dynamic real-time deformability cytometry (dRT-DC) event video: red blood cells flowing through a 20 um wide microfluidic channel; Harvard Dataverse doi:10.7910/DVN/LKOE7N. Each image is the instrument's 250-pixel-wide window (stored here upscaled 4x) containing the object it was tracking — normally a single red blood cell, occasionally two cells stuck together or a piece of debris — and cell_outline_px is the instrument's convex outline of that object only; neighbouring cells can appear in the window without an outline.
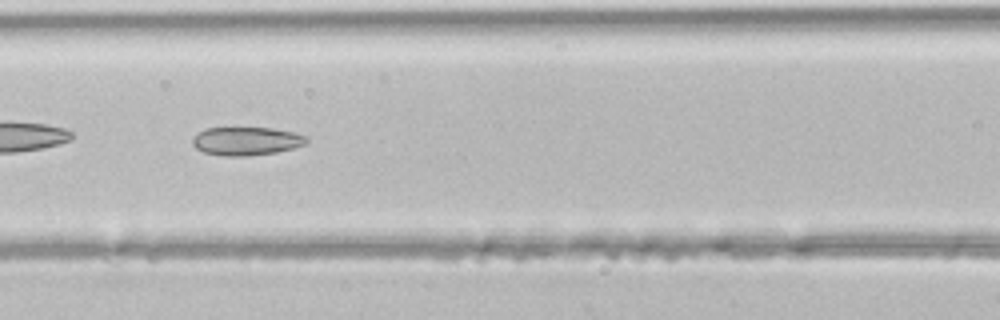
{"species": "common noctule bat (a hibernating species)", "species_latin": "Nyctalus noctula", "temperature_condition": "room temperature", "stored_images_in_passage": 45, "camera_frame_rate_fps": 3000, "um_per_image_px": 0.085, "animal": {"sex": "male", "body_mass_g": 21.5, "forearm_length_mm": 52.0}, "frame": {"image": 1, "passage_image": 20, "time_ms": 6.333, "image_size_px": [1000, 320], "cell_outline_px": [[308, 144], [276, 152], [248, 156], [224, 156], [204, 152], [196, 148], [192, 144], [192, 140], [204, 128], [272, 128], [292, 132], [308, 136]], "centroid_in_image_um": [20.97, 11.99], "position_along_channel_um": 145.6, "area_um2": 18.79}}
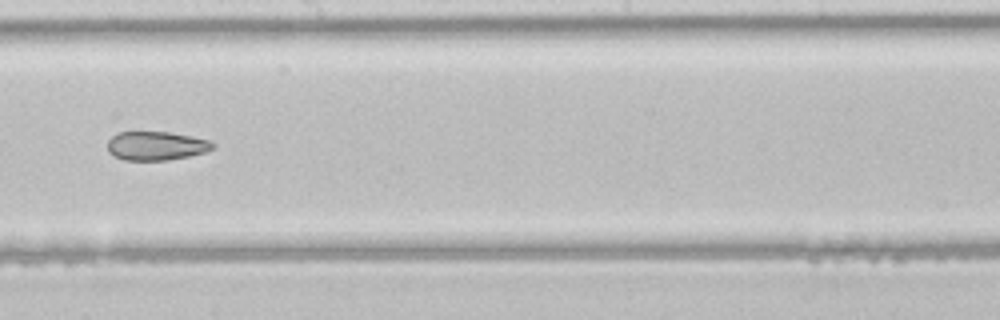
{"frame": {"image": 2, "passage_image": 26, "time_ms": 8.333, "image_size_px": [1000, 320], "cell_outline_px": [[216, 148], [204, 152], [188, 156], [168, 160], [124, 160], [112, 156], [108, 152], [108, 140], [116, 132], [168, 132], [192, 136], [212, 140], [216, 144]], "centroid_in_image_um": [13.29, 12.39], "position_along_channel_um": 234.9, "area_um2": 17.92}}